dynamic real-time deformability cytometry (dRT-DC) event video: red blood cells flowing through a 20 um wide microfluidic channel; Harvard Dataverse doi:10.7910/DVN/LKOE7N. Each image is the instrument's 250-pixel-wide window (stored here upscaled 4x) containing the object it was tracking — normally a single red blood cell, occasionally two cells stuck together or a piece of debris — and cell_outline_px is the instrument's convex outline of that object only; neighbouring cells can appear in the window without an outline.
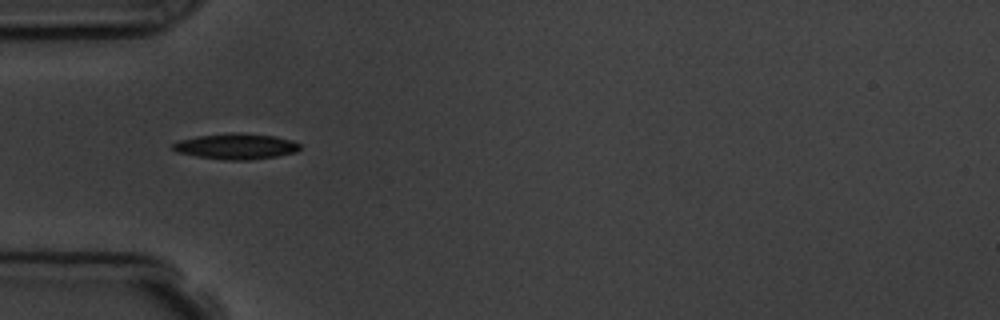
{"species": "common noctule bat (a hibernating species)", "species_latin": "Nyctalus noctula", "temperature_condition": "room temperature", "stored_images_in_passage": 10, "camera_frame_rate_fps": 3000, "um_per_image_px": 0.085, "animal": {"sex": "male", "body_mass_g": 19.5, "forearm_length_mm": 54.6}, "frame": {"image": 1, "passage_image": 5, "time_ms": 4.667, "image_size_px": [1000, 320], "cell_outline_px": [[300, 148], [296, 152], [276, 156], [248, 160], [224, 160], [196, 156], [176, 152], [172, 148], [172, 144], [180, 140], [196, 136], [232, 132], [236, 132], [276, 136], [292, 140], [300, 144]], "centroid_in_image_um": [20.06, 12.43], "position_along_channel_um": 64.9, "area_um2": 19.13}}
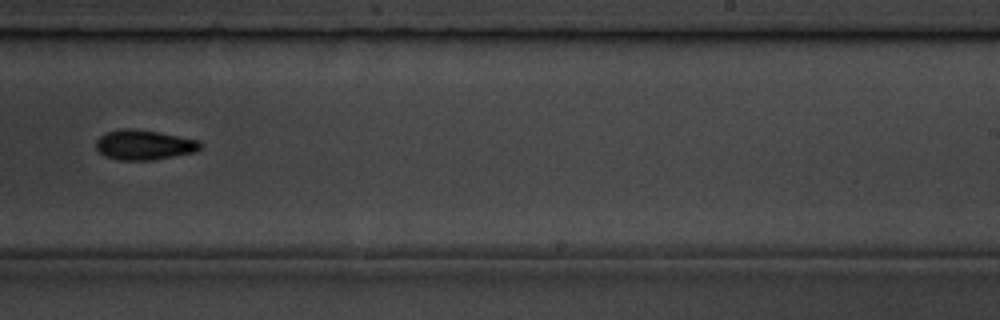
{"frame": {"image": 2, "passage_image": 10, "time_ms": 10.333, "image_size_px": [1000, 320], "cell_outline_px": [[200, 148], [196, 152], [152, 160], [116, 160], [104, 156], [96, 148], [96, 140], [104, 132], [120, 128], [136, 128], [160, 132], [200, 140]], "centroid_in_image_um": [12.22, 12.3], "position_along_channel_um": 276.8, "area_um2": 18.5}}